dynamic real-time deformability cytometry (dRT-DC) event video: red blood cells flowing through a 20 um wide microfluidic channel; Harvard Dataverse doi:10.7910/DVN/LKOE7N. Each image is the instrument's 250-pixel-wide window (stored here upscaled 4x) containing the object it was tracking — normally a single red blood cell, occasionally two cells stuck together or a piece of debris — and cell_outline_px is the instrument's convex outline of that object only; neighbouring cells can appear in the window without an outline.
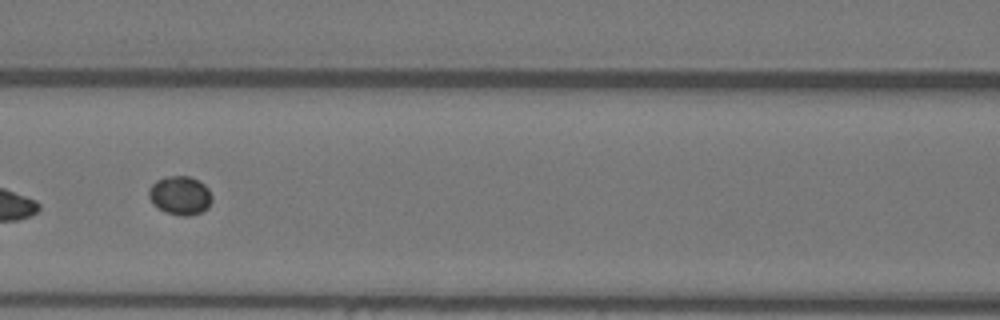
{"species": "Egyptian fruit bat (a non-hibernating species)", "species_latin": "Rousettus aegyptiacus", "temperature_condition": "warm", "stored_images_in_passage": 8, "camera_frame_rate_fps": 3000, "um_per_image_px": 0.085, "animal": {"sex": "female"}, "frame": {"image": 1, "passage_image": 7, "time_ms": 2.0, "image_size_px": [1000, 320], "cell_outline_px": [[212, 200], [208, 208], [200, 212], [188, 216], [184, 216], [164, 212], [152, 204], [148, 196], [148, 192], [152, 184], [156, 180], [164, 176], [188, 176], [200, 180], [208, 188], [212, 196]], "centroid_in_image_um": [15.3, 16.6], "position_along_channel_um": 151.3, "area_um2": 14.45}}
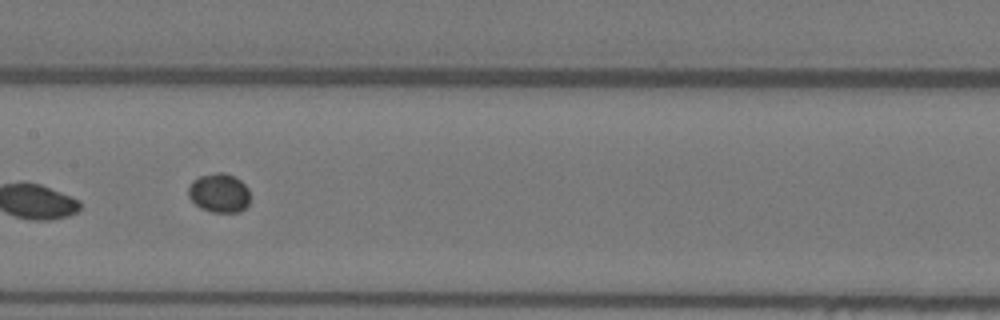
{"frame": {"image": 2, "passage_image": 8, "time_ms": 2.333, "image_size_px": [1000, 320], "cell_outline_px": [[248, 204], [240, 212], [212, 212], [200, 208], [188, 196], [188, 188], [192, 180], [200, 176], [216, 172], [224, 172], [240, 180], [248, 188]], "centroid_in_image_um": [18.61, 16.4], "position_along_channel_um": 188.8, "area_um2": 13.99}}